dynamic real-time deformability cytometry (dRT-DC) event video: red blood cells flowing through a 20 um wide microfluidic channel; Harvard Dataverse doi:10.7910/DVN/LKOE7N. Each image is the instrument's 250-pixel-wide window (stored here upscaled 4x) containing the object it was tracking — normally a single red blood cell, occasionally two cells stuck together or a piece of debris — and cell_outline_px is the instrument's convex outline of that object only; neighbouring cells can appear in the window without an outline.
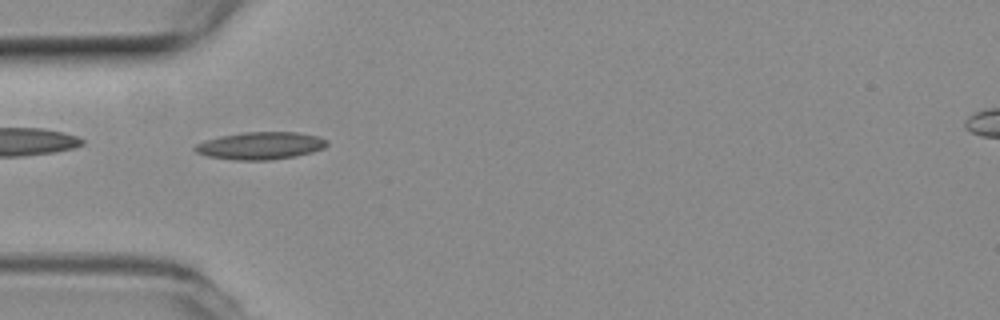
{"species": "common noctule bat (a hibernating species)", "species_latin": "Nyctalus noctula", "temperature_condition": "room temperature", "stored_images_in_passage": 39, "camera_frame_rate_fps": 3000, "um_per_image_px": 0.085, "animal": {"sex": "female", "body_mass_g": 19.3, "forearm_length_mm": 54.1}, "frame": {"image": 1, "passage_image": 2, "time_ms": 0.333, "image_size_px": [1000, 320], "cell_outline_px": [[328, 144], [324, 148], [312, 152], [296, 156], [272, 160], [236, 160], [208, 156], [196, 152], [192, 148], [196, 144], [204, 140], [220, 136], [244, 132], [296, 132], [320, 136], [328, 140]], "centroid_in_image_um": [22.16, 12.38], "position_along_channel_um": 62.8, "area_um2": 21.27}}
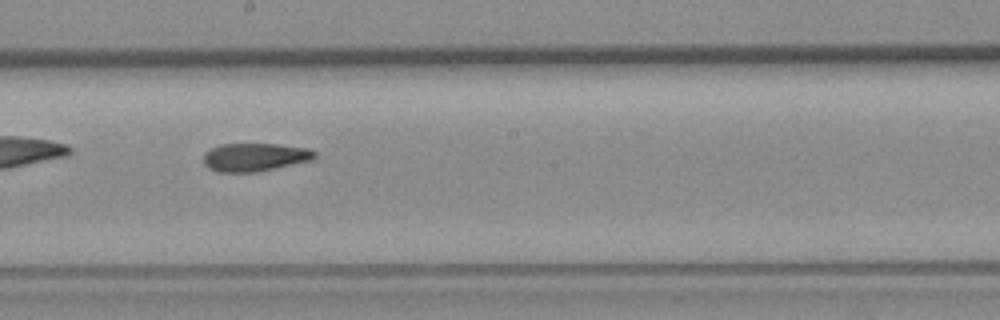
{"frame": {"image": 2, "passage_image": 15, "time_ms": 4.667, "image_size_px": [1000, 320], "cell_outline_px": [[316, 156], [312, 160], [260, 172], [216, 172], [208, 168], [204, 164], [204, 152], [220, 144], [276, 144], [308, 148], [316, 152]], "centroid_in_image_um": [21.65, 13.37], "position_along_channel_um": 226.5, "area_um2": 18.44}}
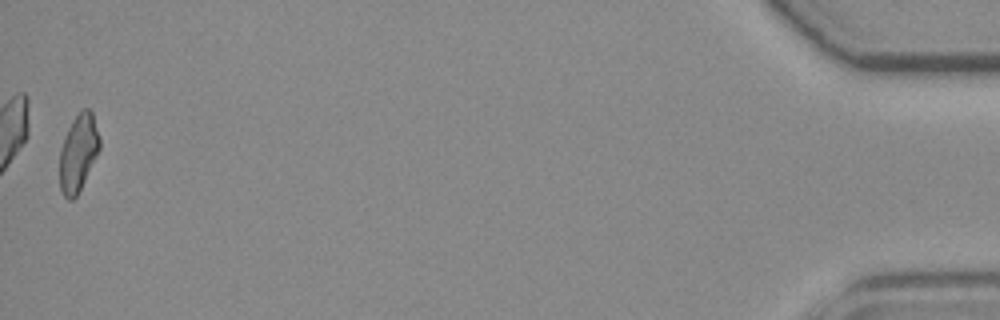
{"frame": {"image": 3, "passage_image": 39, "time_ms": 12.667, "image_size_px": [1000, 320], "cell_outline_px": [[100, 148], [76, 196], [72, 200], [68, 200], [64, 196], [60, 188], [60, 148], [64, 136], [72, 120], [84, 108], [88, 108], [92, 112], [100, 140]], "centroid_in_image_um": [6.64, 12.98], "position_along_channel_um": 428.6, "area_um2": 17.63}, "authors_computed_cell_mechanics": {"area_um2": 18.4382, "velocity_mm_per_s": 3.788, "shape_relaxation_time_tau1_ms": 9.338, "shape_relaxation_time_tau2_ms": 4.1826, "deformation_change_tau1": 0.2227, "deformation_change_tau2": 0.1284}}